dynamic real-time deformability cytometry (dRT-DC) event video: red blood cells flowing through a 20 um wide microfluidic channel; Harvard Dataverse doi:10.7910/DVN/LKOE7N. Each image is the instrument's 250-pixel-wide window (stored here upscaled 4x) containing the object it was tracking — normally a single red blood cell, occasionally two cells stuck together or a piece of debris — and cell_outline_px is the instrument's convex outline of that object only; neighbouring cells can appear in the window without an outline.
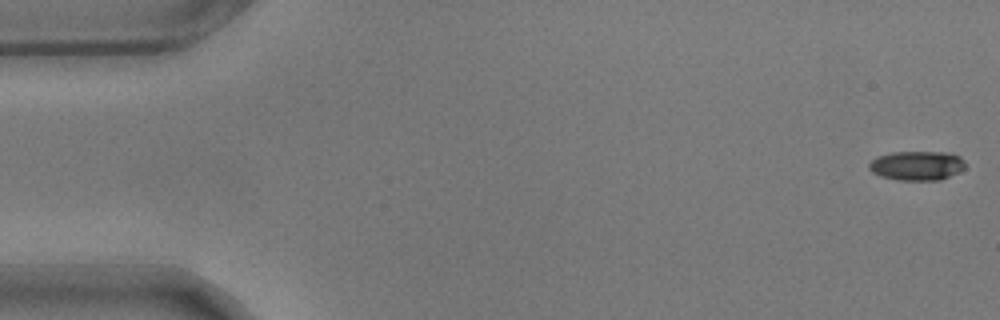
{"species": "common noctule bat (a hibernating species)", "species_latin": "Nyctalus noctula", "temperature_condition": "warm", "stored_images_in_passage": 56, "camera_frame_rate_fps": 3000, "um_per_image_px": 0.085, "animal": {"sex": "male", "body_mass_g": 17.9}, "frame": {"image": 1, "passage_image": 1, "time_ms": 0.0, "image_size_px": [1000, 320], "cell_outline_px": [[964, 168], [960, 172], [940, 180], [896, 180], [880, 176], [872, 172], [868, 168], [868, 164], [876, 156], [892, 152], [952, 152], [960, 156], [964, 160]], "centroid_in_image_um": [77.94, 14.07], "position_along_channel_um": 7.1, "area_um2": 16.7}}
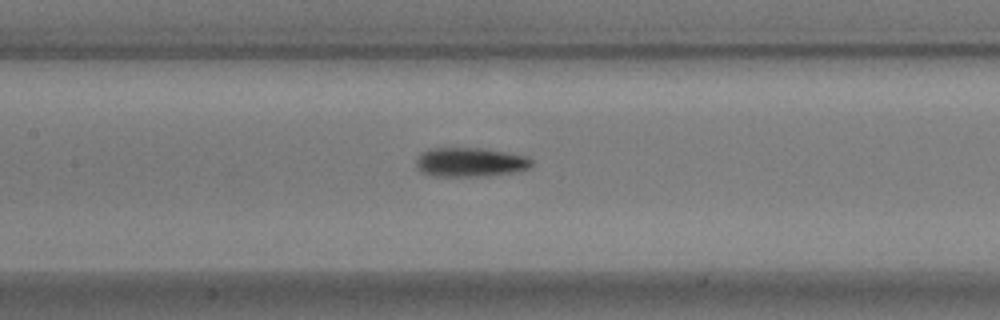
{"frame": {"image": 2, "passage_image": 26, "time_ms": 8.333, "image_size_px": [1000, 320], "cell_outline_px": [[532, 168], [520, 172], [480, 176], [432, 176], [420, 172], [416, 168], [416, 156], [420, 152], [428, 148], [484, 148], [528, 156], [532, 160]], "centroid_in_image_um": [39.96, 13.78], "position_along_channel_um": 167.4, "area_um2": 20.17}}
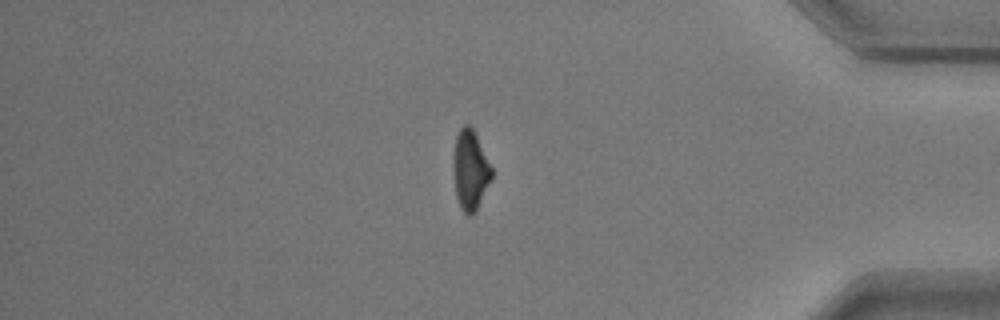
{"frame": {"image": 3, "passage_image": 48, "time_ms": 15.667, "image_size_px": [1000, 320], "cell_outline_px": [[492, 176], [472, 216], [468, 216], [460, 208], [456, 196], [452, 168], [452, 156], [456, 136], [460, 128], [464, 124], [468, 124], [472, 128], [492, 168]], "centroid_in_image_um": [39.92, 14.44], "position_along_channel_um": 395.3, "area_um2": 17.63}, "authors_computed_cell_mechanics": {"area_um2": 18.5249, "velocity_mm_per_s": 3.5402, "shape_relaxation_time_tau1_ms": 4.48, "shape_relaxation_time_tau2_ms": null, "deformation_change_tau1": 0.1657, "deformation_change_tau2": null}}